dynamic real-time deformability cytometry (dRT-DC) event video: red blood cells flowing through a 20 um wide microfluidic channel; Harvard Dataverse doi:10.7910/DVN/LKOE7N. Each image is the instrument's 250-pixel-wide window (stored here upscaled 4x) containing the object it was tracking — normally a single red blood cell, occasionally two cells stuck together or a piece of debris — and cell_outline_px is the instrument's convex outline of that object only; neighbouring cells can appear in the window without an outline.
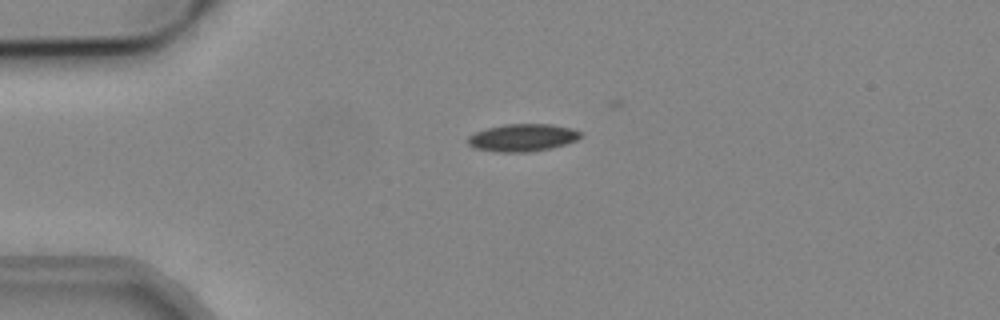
{"species": "common noctule bat (a hibernating species)", "species_latin": "Nyctalus noctula", "temperature_condition": "cold", "stored_images_in_passage": 14, "camera_frame_rate_fps": 3000, "um_per_image_px": 0.085, "animal": {"sex": "male", "body_mass_g": 19.2, "forearm_length_mm": 51.8}, "frame": {"image": 1, "passage_image": 6, "time_ms": 1.667, "image_size_px": [1000, 320], "cell_outline_px": [[580, 136], [576, 140], [564, 144], [548, 148], [528, 152], [500, 152], [476, 148], [468, 144], [468, 136], [484, 128], [504, 124], [552, 124], [572, 128], [580, 132]], "centroid_in_image_um": [44.38, 11.68], "position_along_channel_um": 40.6, "area_um2": 17.86}}